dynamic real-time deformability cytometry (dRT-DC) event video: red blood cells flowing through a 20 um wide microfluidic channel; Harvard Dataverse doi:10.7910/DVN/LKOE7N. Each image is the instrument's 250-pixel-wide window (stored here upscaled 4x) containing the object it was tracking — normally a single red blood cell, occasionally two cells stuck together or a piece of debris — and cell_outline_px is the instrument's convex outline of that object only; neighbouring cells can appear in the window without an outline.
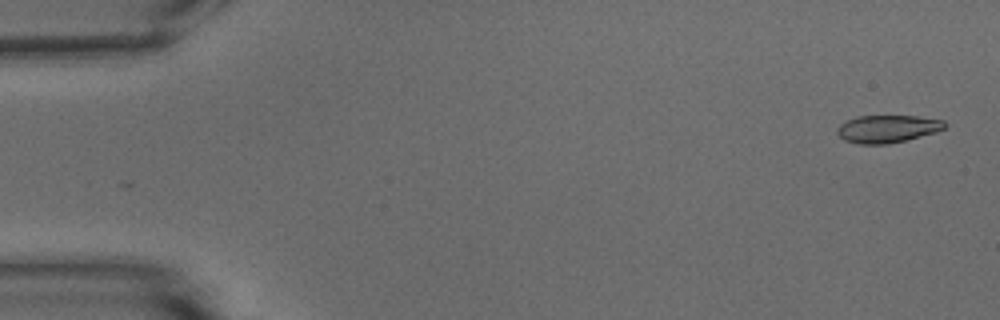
{"species": "common noctule bat (a hibernating species)", "species_latin": "Nyctalus noctula", "temperature_condition": "warm", "stored_images_in_passage": 49, "camera_frame_rate_fps": 3000, "um_per_image_px": 0.085, "animal": {"sex": "male", "body_mass_g": 15.6}, "frame": {"image": 1, "passage_image": 2, "time_ms": 0.333, "image_size_px": [1000, 320], "cell_outline_px": [[948, 124], [944, 128], [936, 132], [888, 144], [860, 144], [844, 140], [836, 132], [836, 128], [840, 124], [856, 116], [916, 116], [944, 120]], "centroid_in_image_um": [75.42, 10.94], "position_along_channel_um": 9.6, "area_um2": 17.22}}
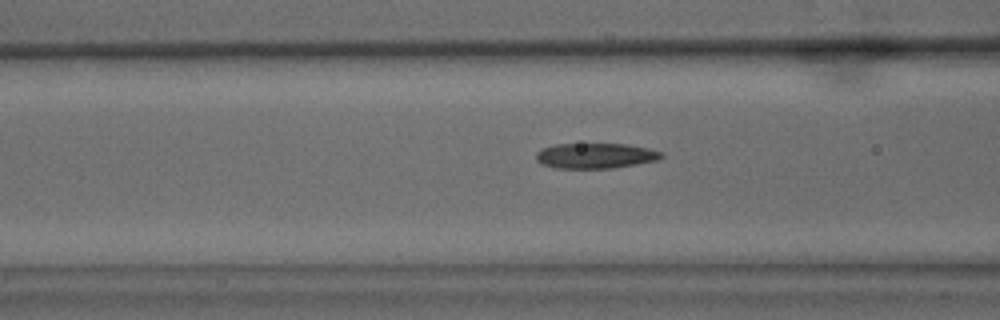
{"frame": {"image": 2, "passage_image": 21, "time_ms": 6.667, "image_size_px": [1000, 320], "cell_outline_px": [[664, 156], [656, 160], [636, 164], [612, 168], [556, 168], [540, 164], [536, 160], [536, 152], [540, 148], [556, 144], [624, 144], [648, 148], [664, 152]], "centroid_in_image_um": [50.58, 13.23], "position_along_channel_um": 116.0, "area_um2": 18.55}}
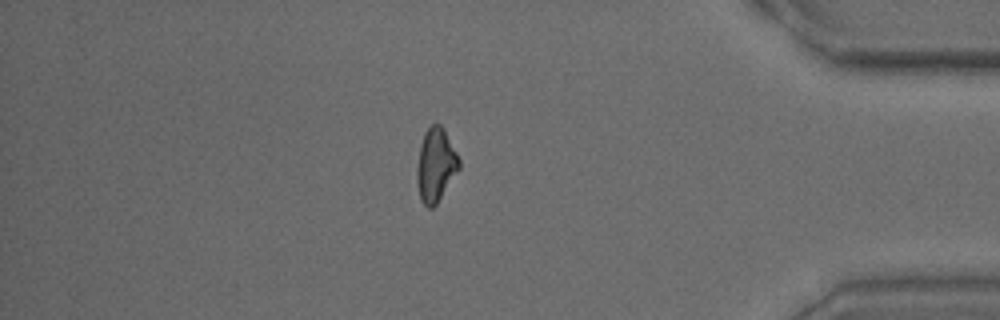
{"frame": {"image": 3, "passage_image": 46, "time_ms": 15.0, "image_size_px": [1000, 320], "cell_outline_px": [[460, 168], [436, 204], [432, 208], [428, 208], [420, 200], [416, 180], [416, 168], [420, 144], [424, 132], [432, 124], [440, 124], [444, 128], [460, 160]], "centroid_in_image_um": [37.01, 14.02], "position_along_channel_um": 398.2, "area_um2": 18.15}, "authors_computed_cell_mechanics": {"area_um2": 18.2648, "velocity_mm_per_s": 3.7953, "shape_relaxation_time_tau1_ms": 7.2265, "shape_relaxation_time_tau2_ms": 4.2197, "deformation_change_tau1": 0.1993, "deformation_change_tau2": 0.1457}}